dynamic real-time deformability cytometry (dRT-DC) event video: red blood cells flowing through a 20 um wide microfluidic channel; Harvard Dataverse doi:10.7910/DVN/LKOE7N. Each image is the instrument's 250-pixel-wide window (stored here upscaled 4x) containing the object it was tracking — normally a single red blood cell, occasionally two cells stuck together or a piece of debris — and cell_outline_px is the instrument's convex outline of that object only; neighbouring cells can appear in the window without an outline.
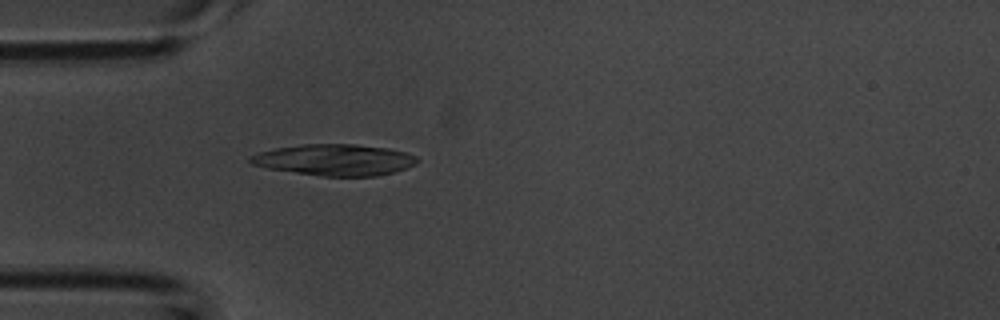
{"species": "common noctule bat (a hibernating species)", "species_latin": "Nyctalus noctula", "temperature_condition": "room temperature", "stored_images_in_passage": 36, "camera_frame_rate_fps": 3000, "um_per_image_px": 0.085, "animal": {"sex": "male", "body_mass_g": 20.1, "forearm_length_mm": 53.5}, "frame": {"image": 1, "passage_image": 4, "time_ms": 1.0, "image_size_px": [1000, 320], "cell_outline_px": [[420, 160], [416, 164], [392, 172], [376, 176], [320, 176], [268, 168], [252, 164], [248, 160], [248, 156], [260, 152], [276, 148], [300, 144], [356, 144], [388, 148], [404, 152], [416, 156]], "centroid_in_image_um": [28.44, 13.58], "position_along_channel_um": 56.6, "area_um2": 30.35}}